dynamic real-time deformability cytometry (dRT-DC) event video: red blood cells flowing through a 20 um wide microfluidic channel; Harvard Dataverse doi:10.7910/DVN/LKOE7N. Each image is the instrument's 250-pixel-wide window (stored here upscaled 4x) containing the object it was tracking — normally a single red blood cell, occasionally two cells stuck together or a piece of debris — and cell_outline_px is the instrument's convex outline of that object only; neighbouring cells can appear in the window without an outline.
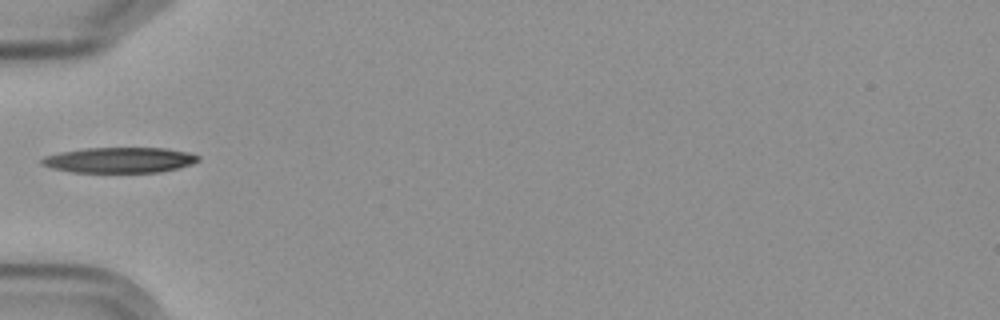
{"species": "Egyptian fruit bat (a non-hibernating species)", "species_latin": "Rousettus aegyptiacus", "temperature_condition": "cold", "stored_images_in_passage": 4, "camera_frame_rate_fps": 3000, "um_per_image_px": 0.085, "frame": {"image": 1, "passage_image": 4, "time_ms": 4.333, "image_size_px": [1000, 320], "cell_outline_px": [[200, 160], [192, 164], [160, 172], [72, 172], [52, 168], [40, 164], [40, 160], [44, 156], [60, 152], [84, 148], [164, 148], [188, 152], [200, 156]], "centroid_in_image_um": [10.14, 13.6], "position_along_channel_um": 74.9, "area_um2": 23.24}}